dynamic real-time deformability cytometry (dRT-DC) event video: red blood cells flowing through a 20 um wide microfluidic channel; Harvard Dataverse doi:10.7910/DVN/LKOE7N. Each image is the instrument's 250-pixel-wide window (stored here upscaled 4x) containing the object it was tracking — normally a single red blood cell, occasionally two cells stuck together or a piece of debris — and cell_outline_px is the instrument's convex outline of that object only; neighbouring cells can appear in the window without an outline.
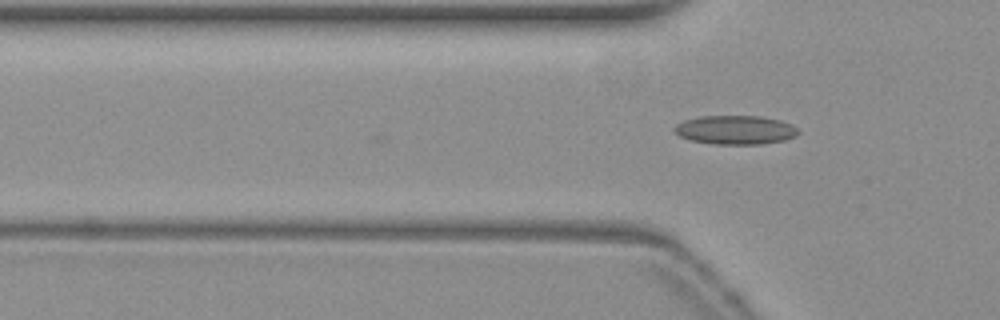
{"species": "common noctule bat (a hibernating species)", "species_latin": "Nyctalus noctula", "temperature_condition": "warm", "stored_images_in_passage": 3, "camera_frame_rate_fps": 3000, "um_per_image_px": 0.085, "animal": {"sex": "female", "body_mass_g": 19.3, "forearm_length_mm": 54.1}, "frame": {"image": 1, "passage_image": 3, "time_ms": 0.667, "image_size_px": [1000, 320], "cell_outline_px": [[800, 132], [796, 136], [784, 140], [760, 144], [712, 144], [688, 140], [680, 136], [672, 128], [676, 124], [684, 120], [700, 116], [760, 116], [780, 120], [792, 124]], "centroid_in_image_um": [62.49, 11.04], "position_along_channel_um": 63.3, "area_um2": 20.98}}